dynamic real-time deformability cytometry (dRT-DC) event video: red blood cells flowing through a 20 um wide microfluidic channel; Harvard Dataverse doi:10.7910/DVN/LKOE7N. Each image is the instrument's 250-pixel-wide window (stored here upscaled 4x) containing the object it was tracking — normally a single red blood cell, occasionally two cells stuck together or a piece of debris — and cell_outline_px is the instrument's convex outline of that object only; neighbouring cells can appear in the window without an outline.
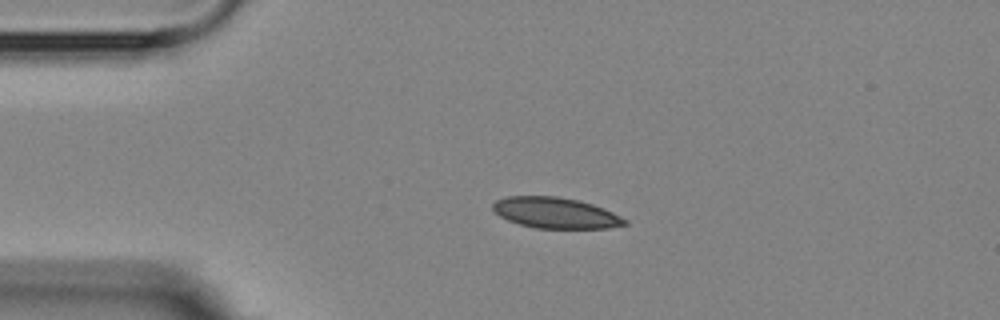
{"species": "Egyptian fruit bat (a non-hibernating species)", "species_latin": "Rousettus aegyptiacus", "temperature_condition": "room temperature", "stored_images_in_passage": 5, "camera_frame_rate_fps": 3000, "um_per_image_px": 0.085, "animal": {"sex": "female"}, "frame": {"image": 1, "passage_image": 4, "time_ms": 3.333, "image_size_px": [1000, 320], "cell_outline_px": [[628, 224], [608, 228], [536, 228], [520, 224], [508, 220], [500, 216], [492, 208], [492, 204], [496, 200], [508, 196], [556, 196], [580, 200], [604, 208], [628, 220]], "centroid_in_image_um": [47.23, 18.09], "position_along_channel_um": 37.8, "area_um2": 23.7}}